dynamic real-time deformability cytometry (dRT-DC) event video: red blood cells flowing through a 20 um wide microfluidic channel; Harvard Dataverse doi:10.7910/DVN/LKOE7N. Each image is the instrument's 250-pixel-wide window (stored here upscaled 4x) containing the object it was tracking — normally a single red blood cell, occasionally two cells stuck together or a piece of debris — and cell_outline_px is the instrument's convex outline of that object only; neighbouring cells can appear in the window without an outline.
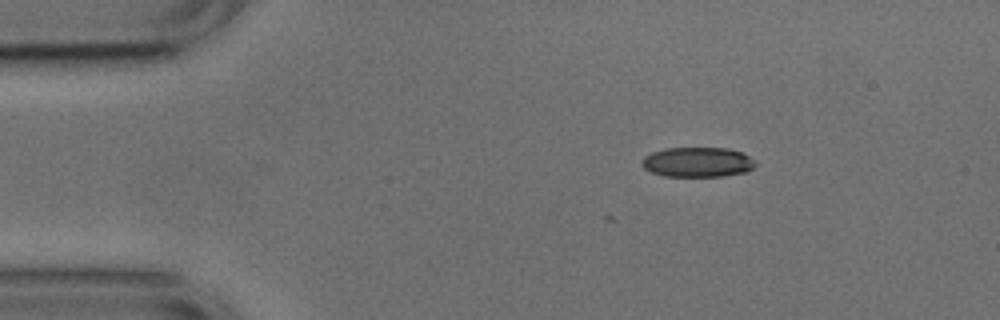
{"species": "common noctule bat (a hibernating species)", "species_latin": "Nyctalus noctula", "temperature_condition": "cold", "stored_images_in_passage": 3, "camera_frame_rate_fps": 3000, "um_per_image_px": 0.085, "animal": {"sex": "male", "body_mass_g": 17.9, "forearm_length_mm": 54.2}, "frame": {"image": 1, "passage_image": 1, "time_ms": 0.0, "image_size_px": [1000, 320], "cell_outline_px": [[756, 164], [748, 172], [724, 176], [664, 176], [652, 172], [644, 168], [640, 164], [640, 160], [644, 156], [652, 152], [664, 148], [728, 148], [740, 152], [756, 160]], "centroid_in_image_um": [59.28, 13.78], "position_along_channel_um": 25.7, "area_um2": 19.94}}